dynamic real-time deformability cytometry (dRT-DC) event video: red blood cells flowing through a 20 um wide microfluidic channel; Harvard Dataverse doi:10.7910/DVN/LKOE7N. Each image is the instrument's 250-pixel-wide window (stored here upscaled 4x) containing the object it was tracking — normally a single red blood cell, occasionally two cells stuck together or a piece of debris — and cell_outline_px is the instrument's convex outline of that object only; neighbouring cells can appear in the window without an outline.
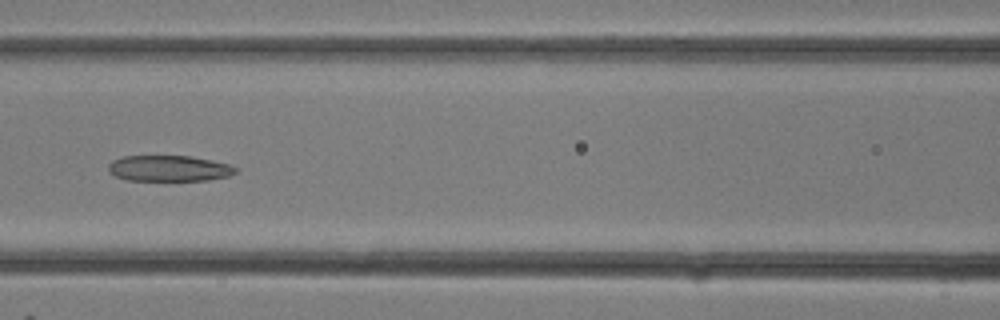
{"species": "common noctule bat (a hibernating species)", "species_latin": "Nyctalus noctula", "temperature_condition": "room temperature", "stored_images_in_passage": 12, "camera_frame_rate_fps": 3000, "um_per_image_px": 0.085, "animal": {"sex": "female"}, "frame": {"image": 1, "passage_image": 9, "time_ms": 2.667, "image_size_px": [1000, 320], "cell_outline_px": [[240, 168], [236, 172], [228, 176], [208, 180], [124, 180], [116, 176], [108, 168], [108, 164], [112, 160], [124, 156], [188, 156], [212, 160], [228, 164]], "centroid_in_image_um": [14.38, 14.31], "position_along_channel_um": 152.2, "area_um2": 19.13}}
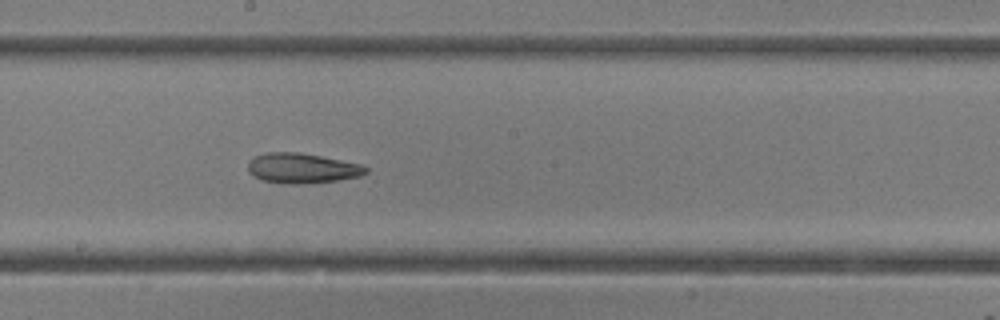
{"frame": {"image": 2, "passage_image": 12, "time_ms": 3.667, "image_size_px": [1000, 320], "cell_outline_px": [[368, 172], [360, 176], [336, 180], [292, 184], [288, 184], [264, 180], [248, 172], [248, 160], [252, 156], [268, 152], [296, 152], [320, 156], [360, 164], [368, 168]], "centroid_in_image_um": [25.64, 14.28], "position_along_channel_um": 222.6, "area_um2": 20.35}}